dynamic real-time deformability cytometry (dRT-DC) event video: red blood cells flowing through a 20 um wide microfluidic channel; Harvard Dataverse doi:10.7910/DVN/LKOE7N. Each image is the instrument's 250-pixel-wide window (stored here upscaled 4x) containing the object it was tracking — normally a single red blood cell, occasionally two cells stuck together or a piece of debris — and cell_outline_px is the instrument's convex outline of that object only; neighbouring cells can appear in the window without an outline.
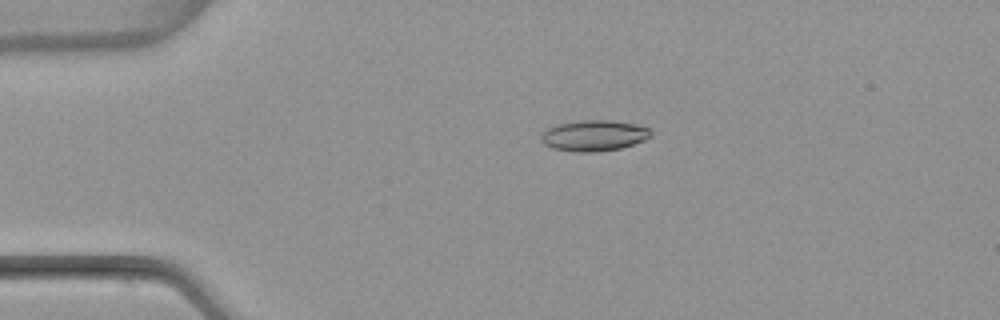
{"species": "common noctule bat (a hibernating species)", "species_latin": "Nyctalus noctula", "temperature_condition": "warm", "stored_images_in_passage": 2, "camera_frame_rate_fps": 3000, "um_per_image_px": 0.085, "animal": {"sex": "female", "body_mass_g": 22.7, "forearm_length_mm": 54.2}, "frame": {"image": 1, "passage_image": 1, "time_ms": 0.0, "image_size_px": [1000, 320], "cell_outline_px": [[652, 136], [644, 140], [620, 148], [596, 152], [576, 152], [552, 148], [544, 144], [540, 140], [540, 136], [548, 128], [560, 124], [580, 120], [612, 120], [636, 124], [652, 128]], "centroid_in_image_um": [50.52, 11.52], "position_along_channel_um": 34.5, "area_um2": 19.83}}